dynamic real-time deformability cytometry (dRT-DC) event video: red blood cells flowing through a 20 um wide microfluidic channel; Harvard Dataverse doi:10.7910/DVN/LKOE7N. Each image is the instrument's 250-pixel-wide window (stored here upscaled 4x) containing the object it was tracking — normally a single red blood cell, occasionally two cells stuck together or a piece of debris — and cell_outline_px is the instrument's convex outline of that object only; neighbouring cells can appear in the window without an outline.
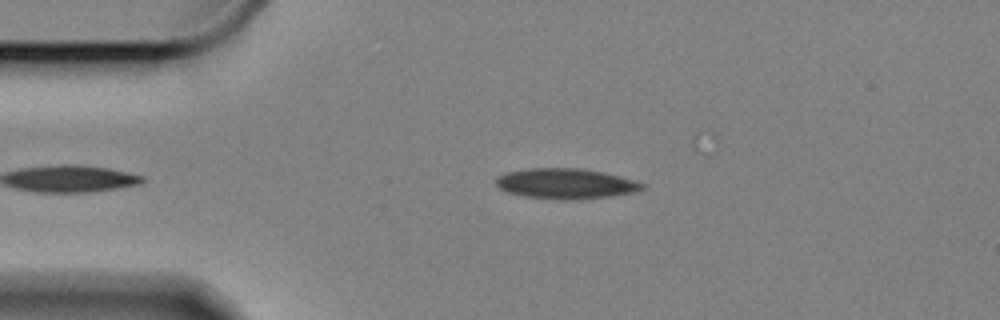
{"species": "Egyptian fruit bat (a non-hibernating species)", "species_latin": "Rousettus aegyptiacus", "temperature_condition": "cold", "stored_images_in_passage": 44, "camera_frame_rate_fps": 3000, "um_per_image_px": 0.085, "animal": {"sex": "female"}, "frame": {"image": 1, "passage_image": 2, "time_ms": 0.333, "image_size_px": [1000, 320], "cell_outline_px": [[648, 188], [632, 192], [608, 196], [524, 196], [508, 192], [500, 188], [496, 184], [496, 176], [504, 172], [528, 168], [580, 168], [604, 172], [636, 180], [648, 184]], "centroid_in_image_um": [48.11, 15.53], "position_along_channel_um": 36.9, "area_um2": 24.74}}
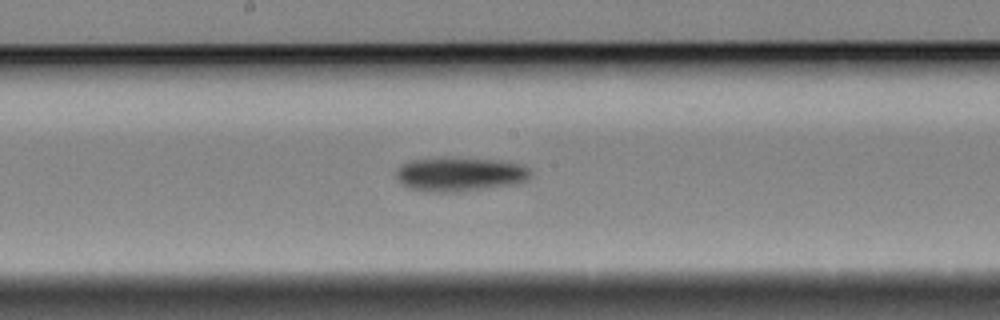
{"frame": {"image": 2, "passage_image": 20, "time_ms": 6.333, "image_size_px": [1000, 320], "cell_outline_px": [[532, 172], [524, 180], [508, 184], [460, 192], [436, 192], [408, 188], [396, 176], [396, 168], [400, 164], [408, 160], [444, 156], [500, 160], [520, 164], [528, 168]], "centroid_in_image_um": [39.0, 14.77], "position_along_channel_um": 209.2, "area_um2": 26.82}}
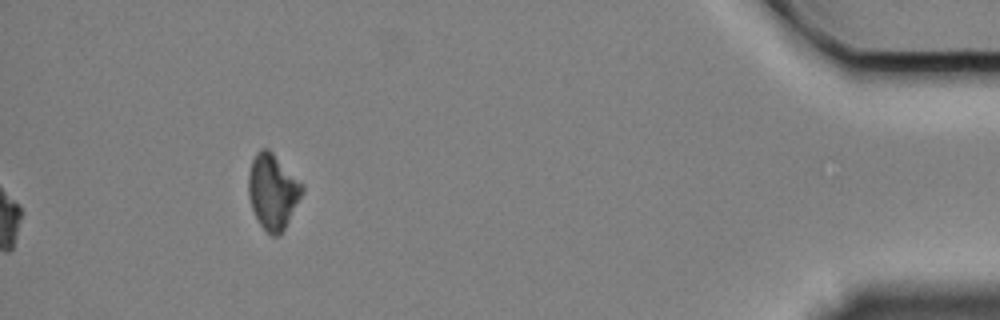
{"frame": {"image": 3, "passage_image": 44, "time_ms": 14.333, "image_size_px": [1000, 320], "cell_outline_px": [[304, 192], [280, 236], [272, 236], [260, 224], [252, 208], [248, 196], [248, 176], [252, 160], [256, 152], [260, 148], [268, 148], [304, 184]], "centroid_in_image_um": [23.19, 16.26], "position_along_channel_um": 412.0, "area_um2": 23.58}, "authors_computed_cell_mechanics": {"area_um2": 25.7788, "velocity_mm_per_s": 3.3119, "shape_relaxation_time_tau1_ms": 4.3327, "shape_relaxation_time_tau2_ms": null, "deformation_change_tau1": 0.0857, "deformation_change_tau2": null}}